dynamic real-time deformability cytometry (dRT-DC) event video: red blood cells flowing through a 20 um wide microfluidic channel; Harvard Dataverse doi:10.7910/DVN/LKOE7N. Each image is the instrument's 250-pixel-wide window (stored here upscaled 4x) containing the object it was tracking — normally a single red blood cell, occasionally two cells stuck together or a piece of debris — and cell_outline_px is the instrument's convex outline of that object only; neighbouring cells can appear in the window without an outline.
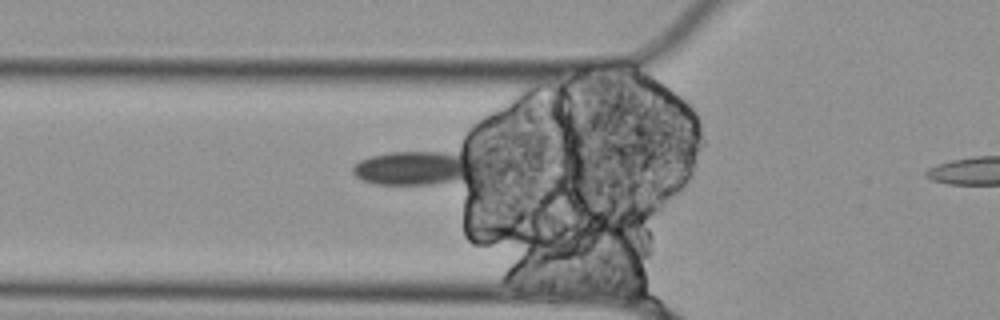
{"species": "Egyptian fruit bat (a non-hibernating species)", "species_latin": "Rousettus aegyptiacus", "temperature_condition": "cold", "stored_images_in_passage": 24, "camera_frame_rate_fps": 3000, "um_per_image_px": 0.085, "animal": {"sex": "female"}, "frame": {"image": 1, "passage_image": 13, "time_ms": 4.0, "image_size_px": [1000, 320], "cell_outline_px": [[484, 168], [460, 180], [432, 184], [376, 184], [364, 180], [356, 176], [352, 172], [352, 168], [360, 160], [372, 156], [392, 152], [468, 148], [484, 164]], "centroid_in_image_um": [35.58, 14.18], "position_along_channel_um": 90.2, "area_um2": 26.7}}
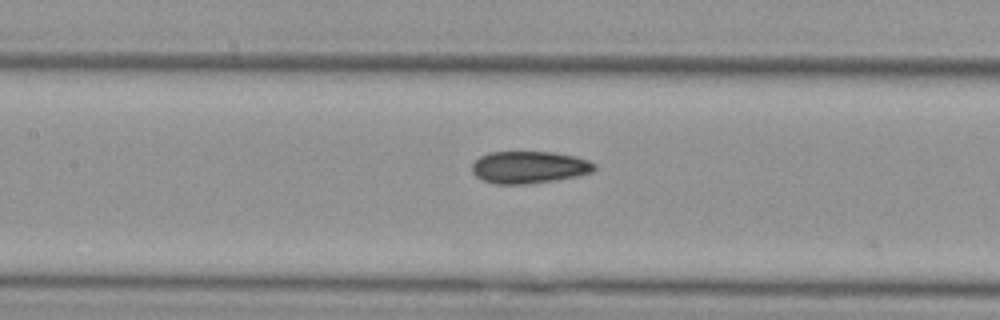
{"frame": {"image": 2, "passage_image": 19, "time_ms": 6.0, "image_size_px": [1000, 320], "cell_outline_px": [[596, 168], [592, 172], [576, 176], [552, 180], [524, 184], [492, 184], [476, 176], [472, 172], [472, 164], [480, 156], [488, 152], [552, 152], [576, 156], [588, 160], [596, 164]], "centroid_in_image_um": [44.96, 14.21], "position_along_channel_um": 162.4, "area_um2": 22.89}}
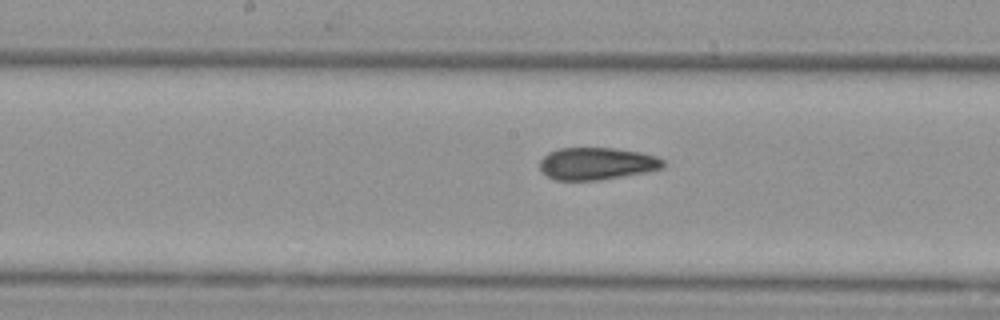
{"frame": {"image": 3, "passage_image": 22, "time_ms": 7.0, "image_size_px": [1000, 320], "cell_outline_px": [[664, 168], [644, 172], [596, 180], [556, 180], [548, 176], [540, 168], [540, 160], [548, 152], [560, 148], [616, 148], [640, 152], [656, 156], [664, 160]], "centroid_in_image_um": [50.73, 13.89], "position_along_channel_um": 197.5, "area_um2": 23.0}}